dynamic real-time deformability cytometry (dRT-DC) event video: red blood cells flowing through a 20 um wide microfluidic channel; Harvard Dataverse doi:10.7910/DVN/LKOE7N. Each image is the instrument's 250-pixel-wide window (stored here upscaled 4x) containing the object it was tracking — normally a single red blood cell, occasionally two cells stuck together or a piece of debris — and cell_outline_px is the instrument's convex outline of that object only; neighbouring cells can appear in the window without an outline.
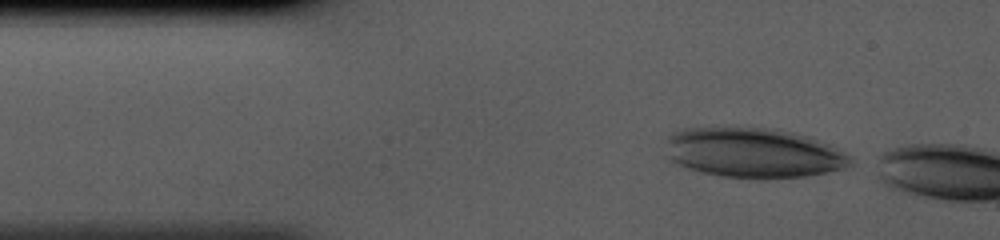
{"species": "human", "species_latin": "Homo sapiens", "temperature_condition": "cold", "stored_images_in_passage": 34, "camera_frame_rate_fps": 3000, "um_per_image_px": 0.085, "donor": {"sex": "male"}, "frame": {"image": 1, "passage_image": 1, "time_ms": 0.0, "image_size_px": [1000, 240], "cell_outline_px": [[856, 164], [844, 168], [828, 172], [808, 176], [764, 180], [760, 180], [720, 176], [700, 172], [676, 164], [668, 160], [664, 156], [664, 140], [672, 132], [684, 128], [736, 124], [772, 128], [792, 132], [808, 136], [828, 144], [852, 156]], "centroid_in_image_um": [63.96, 12.96], "position_along_channel_um": 21.0, "area_um2": 56.24}}
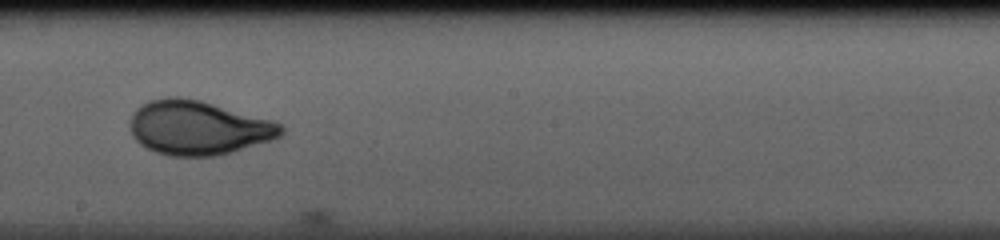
{"frame": {"image": 2, "passage_image": 19, "time_ms": 6.0, "image_size_px": [1000, 240], "cell_outline_px": [[284, 132], [280, 136], [272, 140], [232, 152], [216, 156], [168, 156], [156, 152], [140, 144], [132, 136], [128, 124], [132, 112], [136, 108], [148, 100], [168, 96], [180, 96], [200, 100], [272, 120], [280, 124], [284, 128]], "centroid_in_image_um": [16.81, 10.85], "position_along_channel_um": 231.4, "area_um2": 48.09}}
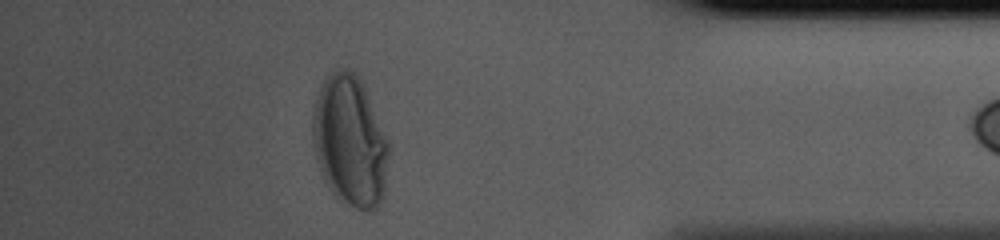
{"frame": {"image": 3, "passage_image": 33, "time_ms": 10.667, "image_size_px": [1000, 240], "cell_outline_px": [[388, 152], [384, 192], [376, 208], [372, 212], [364, 212], [348, 204], [332, 192], [324, 180], [316, 156], [312, 140], [312, 112], [316, 96], [324, 80], [332, 72], [340, 68], [348, 68], [356, 72], [364, 84], [388, 140]], "centroid_in_image_um": [29.74, 11.96], "position_along_channel_um": 405.5, "area_um2": 58.09}}